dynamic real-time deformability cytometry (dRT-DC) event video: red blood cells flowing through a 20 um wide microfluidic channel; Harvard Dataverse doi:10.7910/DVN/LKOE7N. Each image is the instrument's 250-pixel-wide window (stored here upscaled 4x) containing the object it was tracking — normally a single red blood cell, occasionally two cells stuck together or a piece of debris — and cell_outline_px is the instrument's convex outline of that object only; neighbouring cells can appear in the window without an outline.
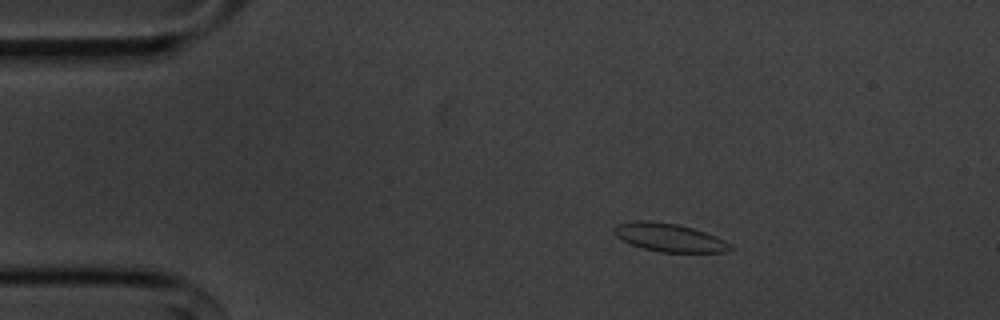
{"species": "common noctule bat (a hibernating species)", "species_latin": "Nyctalus noctula", "temperature_condition": "cold", "stored_images_in_passage": 49, "camera_frame_rate_fps": 3000, "um_per_image_px": 0.085, "animal": {"sex": "male", "body_mass_g": 20.1, "forearm_length_mm": 53.5}, "frame": {"image": 1, "passage_image": 3, "time_ms": 0.667, "image_size_px": [1000, 320], "cell_outline_px": [[732, 248], [724, 252], [660, 252], [644, 248], [632, 244], [616, 236], [612, 232], [612, 228], [616, 224], [632, 220], [648, 220], [676, 224], [692, 228], [716, 236], [732, 244]], "centroid_in_image_um": [56.85, 20.17], "position_along_channel_um": 28.2, "area_um2": 19.07}}
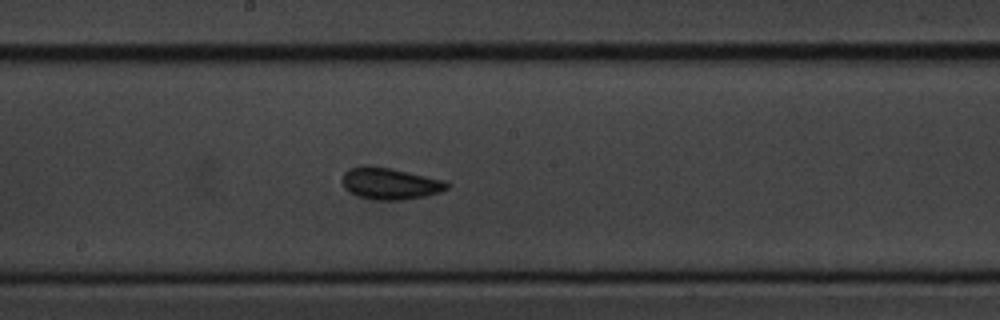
{"frame": {"image": 2, "passage_image": 23, "time_ms": 7.333, "image_size_px": [1000, 320], "cell_outline_px": [[452, 184], [448, 188], [440, 192], [424, 196], [404, 200], [376, 200], [356, 196], [344, 188], [340, 180], [344, 172], [348, 168], [364, 164], [392, 168], [448, 180]], "centroid_in_image_um": [33.15, 15.58], "position_along_channel_um": 215.0, "area_um2": 20.0}}
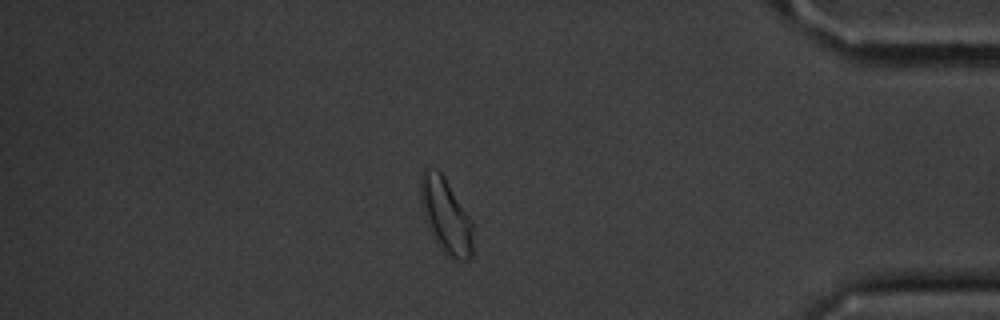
{"frame": {"image": 3, "passage_image": 41, "time_ms": 13.333, "image_size_px": [1000, 320], "cell_outline_px": [[472, 256], [468, 260], [456, 260], [448, 256], [436, 240], [428, 224], [420, 200], [420, 176], [424, 168], [428, 168], [440, 172], [444, 176], [472, 220]], "centroid_in_image_um": [37.91, 18.31], "position_along_channel_um": 397.3, "area_um2": 22.43}, "authors_computed_cell_mechanics": {"area_um2": 18.8428, "velocity_mm_per_s": 3.6022, "shape_relaxation_time_tau1_ms": 3.6841, "shape_relaxation_time_tau2_ms": 2.1472, "deformation_change_tau1": 0.0758, "deformation_change_tau2": 0.0573}}